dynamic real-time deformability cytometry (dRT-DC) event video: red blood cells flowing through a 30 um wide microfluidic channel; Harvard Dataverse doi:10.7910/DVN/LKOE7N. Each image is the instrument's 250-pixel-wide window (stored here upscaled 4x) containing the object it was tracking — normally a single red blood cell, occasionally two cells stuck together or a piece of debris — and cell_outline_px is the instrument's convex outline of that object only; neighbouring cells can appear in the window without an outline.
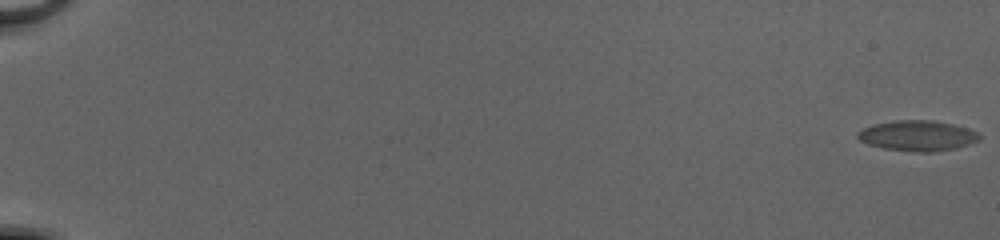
{"species": "common noctule bat (a hibernating species)", "species_latin": "Nyctalus noctula", "temperature_condition": "cold", "stored_images_in_passage": 57, "camera_frame_rate_fps": 3000, "um_per_image_px": 0.085, "animal": {"sex": "female", "body_mass_g": 20.0, "forearm_length_mm": 54.0}, "frame": {"image": 1, "passage_image": 1, "time_ms": 0.0, "image_size_px": [1000, 240], "cell_outline_px": [[980, 136], [976, 140], [956, 148], [932, 152], [916, 152], [884, 148], [868, 144], [860, 140], [856, 136], [856, 132], [864, 128], [876, 124], [900, 120], [932, 120], [952, 124], [976, 132]], "centroid_in_image_um": [77.93, 11.54], "position_along_channel_um": 7.1, "area_um2": 21.1}}
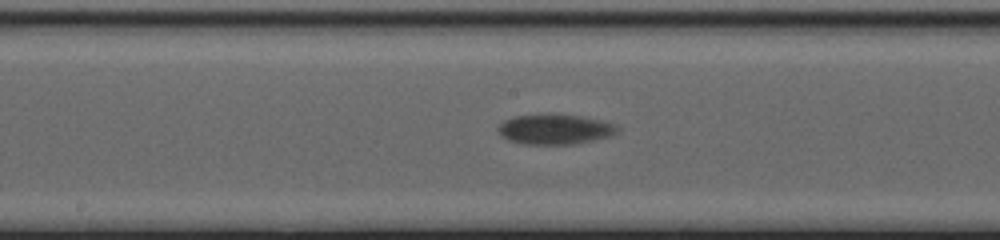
{"frame": {"image": 2, "passage_image": 33, "time_ms": 10.667, "image_size_px": [1000, 240], "cell_outline_px": [[620, 128], [616, 132], [608, 136], [592, 140], [572, 144], [524, 144], [508, 140], [496, 128], [504, 120], [516, 116], [580, 116], [600, 120], [612, 124]], "centroid_in_image_um": [47.15, 11.01], "position_along_channel_um": 201.1, "area_um2": 20.0}}
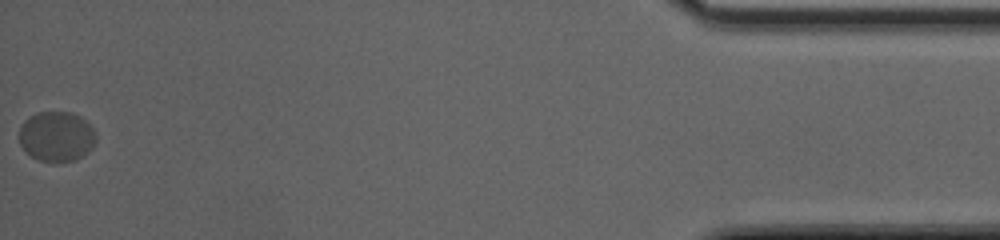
{"frame": {"image": 3, "passage_image": 57, "time_ms": 18.667, "image_size_px": [1000, 240], "cell_outline_px": [[96, 140], [92, 148], [88, 152], [76, 160], [40, 160], [32, 156], [20, 144], [20, 128], [24, 120], [40, 112], [72, 112], [80, 116], [96, 132]], "centroid_in_image_um": [4.84, 11.57], "position_along_channel_um": 430.4, "area_um2": 21.96}, "authors_computed_cell_mechanics": {"area_um2": 19.9988, "velocity_mm_per_s": 3.8936, "shape_relaxation_time_tau1_ms": 6.7182, "shape_relaxation_time_tau2_ms": null, "deformation_change_tau1": 0.1085, "deformation_change_tau2": null}}